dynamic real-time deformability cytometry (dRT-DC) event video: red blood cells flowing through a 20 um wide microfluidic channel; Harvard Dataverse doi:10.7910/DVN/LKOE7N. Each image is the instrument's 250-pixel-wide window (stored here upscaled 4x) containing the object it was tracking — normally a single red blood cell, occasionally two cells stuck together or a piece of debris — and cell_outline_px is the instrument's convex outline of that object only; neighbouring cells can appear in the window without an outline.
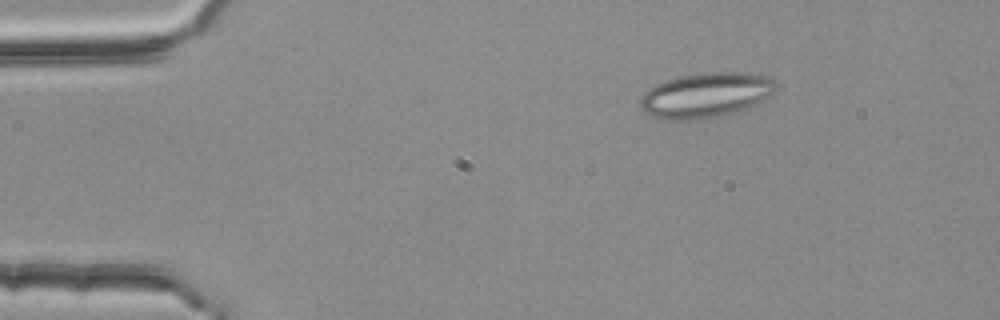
{"species": "common noctule bat (a hibernating species)", "species_latin": "Nyctalus noctula", "temperature_condition": "room temperature", "stored_images_in_passage": 3, "camera_frame_rate_fps": 3000, "um_per_image_px": 0.085, "animal": {"sex": "female", "body_mass_g": 25.1}, "frame": {"image": 1, "passage_image": 2, "time_ms": 0.333, "image_size_px": [1000, 320], "cell_outline_px": [[776, 88], [768, 96], [748, 108], [716, 116], [696, 120], [668, 120], [652, 116], [640, 108], [640, 100], [644, 92], [648, 88], [656, 84], [680, 76], [708, 72], [748, 72], [772, 80], [776, 84]], "centroid_in_image_um": [59.94, 8.09], "position_along_channel_um": 25.1, "area_um2": 35.08}}